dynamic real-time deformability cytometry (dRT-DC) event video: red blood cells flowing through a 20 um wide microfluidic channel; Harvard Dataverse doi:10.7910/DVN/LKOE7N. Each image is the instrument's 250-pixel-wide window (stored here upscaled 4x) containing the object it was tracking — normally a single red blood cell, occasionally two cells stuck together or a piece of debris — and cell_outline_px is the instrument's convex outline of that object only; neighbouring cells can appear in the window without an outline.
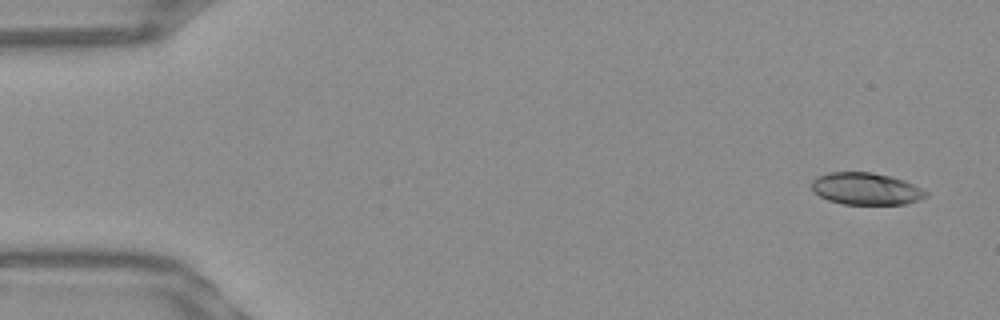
{"species": "Egyptian fruit bat (a non-hibernating species)", "species_latin": "Rousettus aegyptiacus", "temperature_condition": "warm", "stored_images_in_passage": 52, "camera_frame_rate_fps": 3000, "um_per_image_px": 0.085, "frame": {"image": 1, "passage_image": 3, "time_ms": 0.667, "image_size_px": [1000, 320], "cell_outline_px": [[928, 196], [920, 200], [904, 204], [844, 204], [828, 200], [812, 192], [812, 180], [816, 176], [828, 172], [872, 172], [892, 176], [904, 180], [928, 192]], "centroid_in_image_um": [73.59, 16.04], "position_along_channel_um": 11.4, "area_um2": 21.5}}
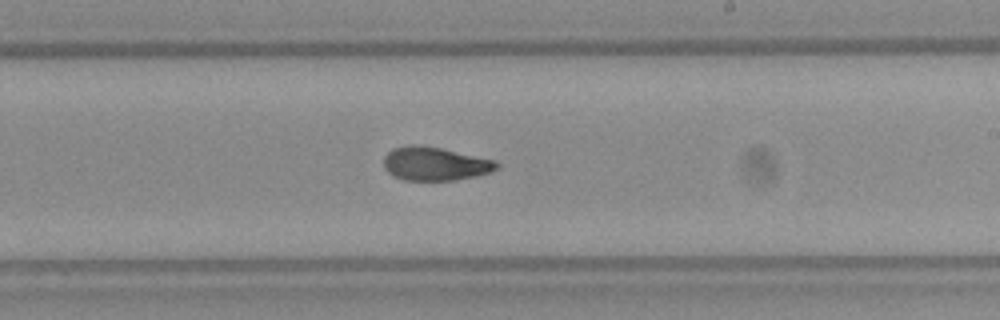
{"frame": {"image": 2, "passage_image": 31, "time_ms": 10.0, "image_size_px": [1000, 320], "cell_outline_px": [[500, 168], [492, 172], [476, 176], [452, 180], [404, 180], [388, 172], [384, 168], [384, 156], [392, 148], [412, 144], [420, 144], [440, 148], [496, 160], [500, 164]], "centroid_in_image_um": [37.0, 13.91], "position_along_channel_um": 252.0, "area_um2": 22.2}}
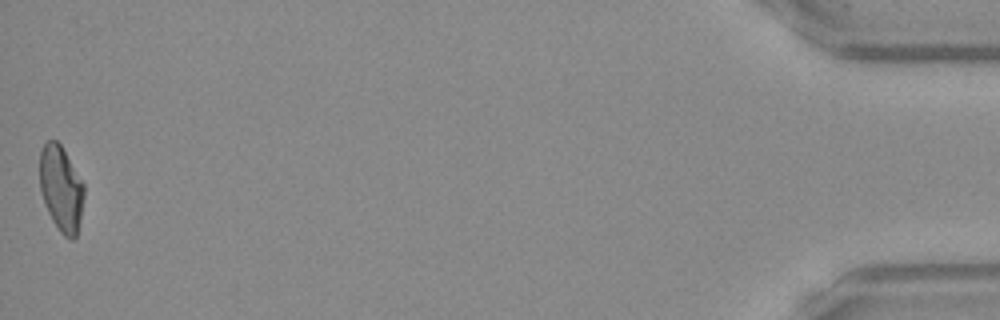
{"frame": {"image": 3, "passage_image": 52, "time_ms": 17.0, "image_size_px": [1000, 320], "cell_outline_px": [[84, 196], [76, 236], [72, 240], [64, 236], [60, 232], [52, 220], [44, 204], [40, 188], [40, 152], [44, 144], [48, 140], [56, 140], [60, 144], [84, 184]], "centroid_in_image_um": [5.18, 16.03], "position_along_channel_um": 430.0, "area_um2": 21.85}, "authors_computed_cell_mechanics": {"area_um2": 22.3686, "velocity_mm_per_s": 3.9167, "shape_relaxation_time_tau1_ms": 6.7183, "shape_relaxation_time_tau2_ms": 1.7682, "deformation_change_tau1": 0.2193, "deformation_change_tau2": 0.0714}}